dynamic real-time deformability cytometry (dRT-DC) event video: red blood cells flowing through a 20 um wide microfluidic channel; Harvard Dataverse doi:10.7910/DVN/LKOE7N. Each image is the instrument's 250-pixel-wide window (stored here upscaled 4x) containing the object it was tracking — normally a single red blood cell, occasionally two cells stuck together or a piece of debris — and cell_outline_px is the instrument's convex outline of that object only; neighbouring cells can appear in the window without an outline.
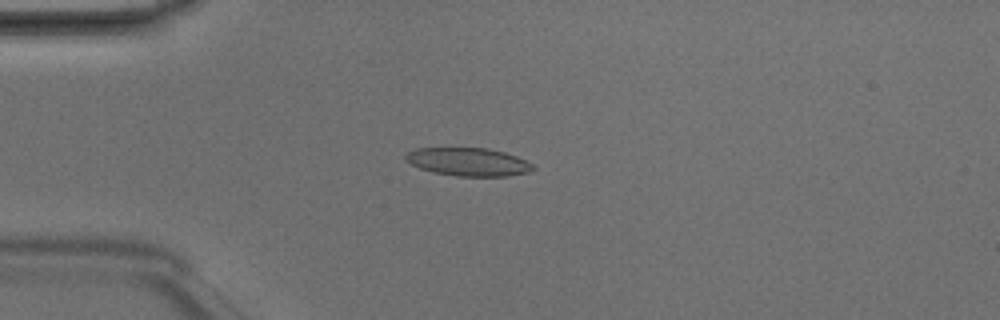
{"species": "Egyptian fruit bat (a non-hibernating species)", "species_latin": "Rousettus aegyptiacus", "temperature_condition": "room temperature", "stored_images_in_passage": 4, "camera_frame_rate_fps": 3000, "um_per_image_px": 0.085, "animal": {"sex": "male"}, "frame": {"image": 1, "passage_image": 3, "time_ms": 0.667, "image_size_px": [1000, 320], "cell_outline_px": [[536, 168], [528, 172], [508, 176], [456, 176], [432, 172], [420, 168], [404, 160], [404, 156], [408, 152], [416, 148], [488, 148], [504, 152], [516, 156], [532, 164]], "centroid_in_image_um": [39.79, 13.76], "position_along_channel_um": 45.2, "area_um2": 20.87}}